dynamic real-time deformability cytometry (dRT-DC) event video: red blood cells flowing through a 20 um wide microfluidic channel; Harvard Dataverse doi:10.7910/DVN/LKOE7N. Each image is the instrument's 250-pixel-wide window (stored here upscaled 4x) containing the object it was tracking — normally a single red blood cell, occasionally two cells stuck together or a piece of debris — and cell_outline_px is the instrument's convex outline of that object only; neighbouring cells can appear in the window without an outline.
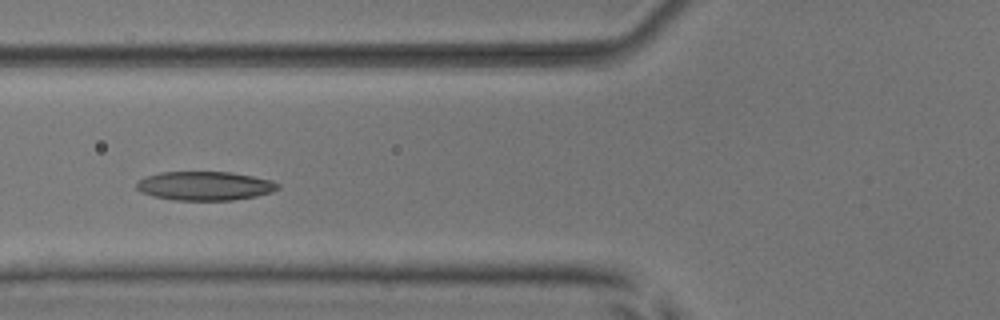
{"species": "common noctule bat (a hibernating species)", "species_latin": "Nyctalus noctula", "temperature_condition": "room temperature", "stored_images_in_passage": 6, "camera_frame_rate_fps": 3000, "um_per_image_px": 0.085, "animal": {"sex": "male", "body_mass_g": 17.9, "forearm_length_mm": 54.2}, "frame": {"image": 1, "passage_image": 5, "time_ms": 4.333, "image_size_px": [1000, 320], "cell_outline_px": [[280, 188], [272, 192], [256, 196], [232, 200], [172, 200], [152, 196], [140, 192], [136, 188], [136, 180], [160, 172], [232, 172], [272, 180], [280, 184]], "centroid_in_image_um": [17.4, 15.8], "position_along_channel_um": 108.4, "area_um2": 23.99}}
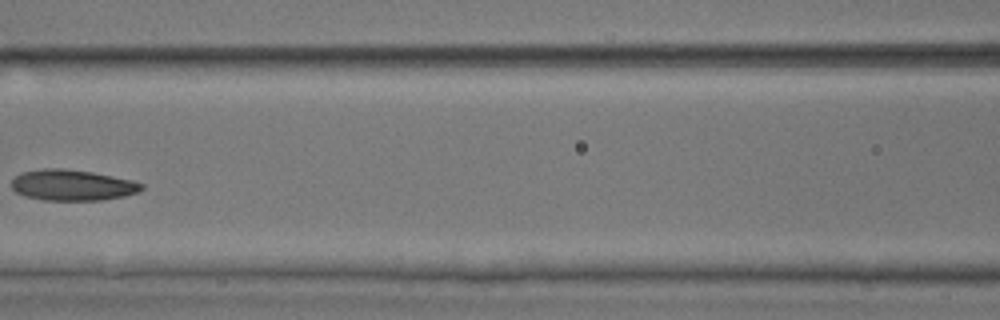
{"frame": {"image": 2, "passage_image": 6, "time_ms": 5.667, "image_size_px": [1000, 320], "cell_outline_px": [[144, 188], [140, 192], [124, 196], [100, 200], [44, 200], [24, 196], [16, 192], [12, 188], [12, 180], [20, 172], [44, 168], [64, 168], [92, 172], [132, 180], [144, 184]], "centroid_in_image_um": [6.15, 15.73], "position_along_channel_um": 160.4, "area_um2": 23.52}}